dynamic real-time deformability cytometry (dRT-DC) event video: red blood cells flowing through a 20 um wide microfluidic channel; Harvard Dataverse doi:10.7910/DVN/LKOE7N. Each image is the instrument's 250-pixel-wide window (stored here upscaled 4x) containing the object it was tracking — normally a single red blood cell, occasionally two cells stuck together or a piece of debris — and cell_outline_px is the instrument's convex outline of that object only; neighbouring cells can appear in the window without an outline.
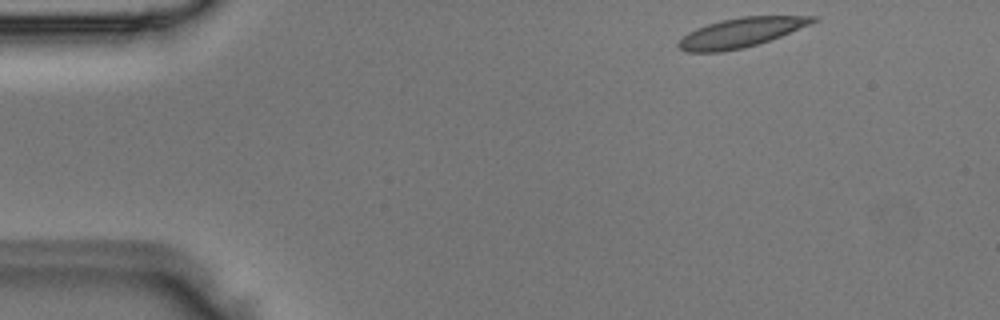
{"species": "Egyptian fruit bat (a non-hibernating species)", "species_latin": "Rousettus aegyptiacus", "temperature_condition": "room temperature", "stored_images_in_passage": 4, "segment_of_instrument_passage": [1, 2], "camera_frame_rate_fps": 3000, "um_per_image_px": 0.085, "animal": {"sex": "male"}, "frame": {"image": 1, "passage_image": 1, "time_ms": 0.0, "image_size_px": [1000, 320], "cell_outline_px": [[820, 20], [780, 36], [744, 48], [720, 52], [688, 52], [680, 48], [676, 44], [688, 32], [696, 28], [720, 20], [740, 16], [816, 16]], "centroid_in_image_um": [62.96, 2.76], "position_along_channel_um": 22.0, "area_um2": 22.83}}